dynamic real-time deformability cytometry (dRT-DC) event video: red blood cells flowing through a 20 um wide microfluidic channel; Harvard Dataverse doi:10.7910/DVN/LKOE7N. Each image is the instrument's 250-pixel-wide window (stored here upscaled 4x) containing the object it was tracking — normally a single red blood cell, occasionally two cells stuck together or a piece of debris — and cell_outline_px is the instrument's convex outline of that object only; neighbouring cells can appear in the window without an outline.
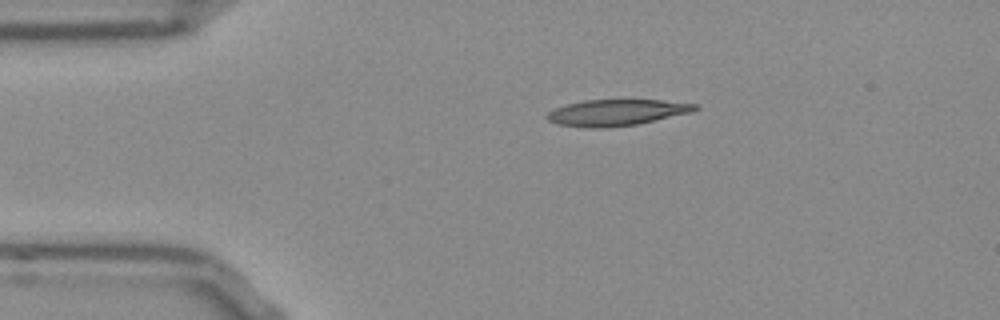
{"species": "Egyptian fruit bat (a non-hibernating species)", "species_latin": "Rousettus aegyptiacus", "temperature_condition": "room temperature", "stored_images_in_passage": 43, "camera_frame_rate_fps": 3000, "um_per_image_px": 0.085, "frame": {"image": 1, "passage_image": 1, "time_ms": 0.0, "image_size_px": [1000, 320], "cell_outline_px": [[700, 108], [692, 112], [636, 124], [604, 128], [584, 128], [556, 124], [548, 120], [544, 116], [548, 112], [556, 108], [568, 104], [584, 100], [660, 100], [696, 104]], "centroid_in_image_um": [52.37, 9.57], "position_along_channel_um": 32.6, "area_um2": 22.54}}
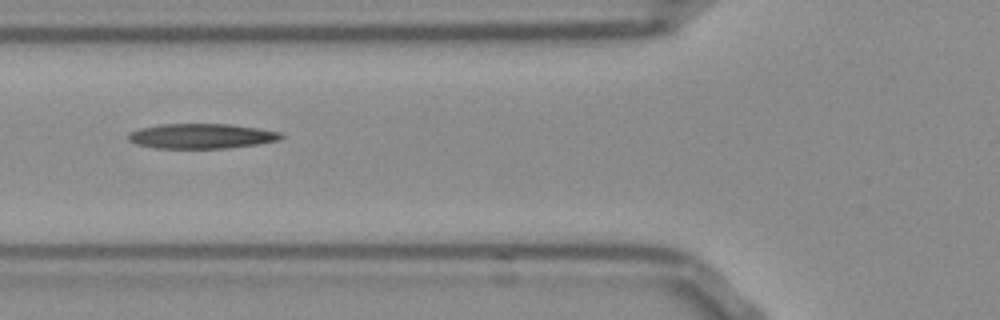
{"frame": {"image": 2, "passage_image": 10, "time_ms": 3.0, "image_size_px": [1000, 320], "cell_outline_px": [[284, 136], [280, 140], [260, 144], [228, 148], [156, 148], [136, 144], [128, 140], [128, 132], [140, 128], [160, 124], [232, 124], [280, 132]], "centroid_in_image_um": [17.12, 11.57], "position_along_channel_um": 108.7, "area_um2": 22.31}}
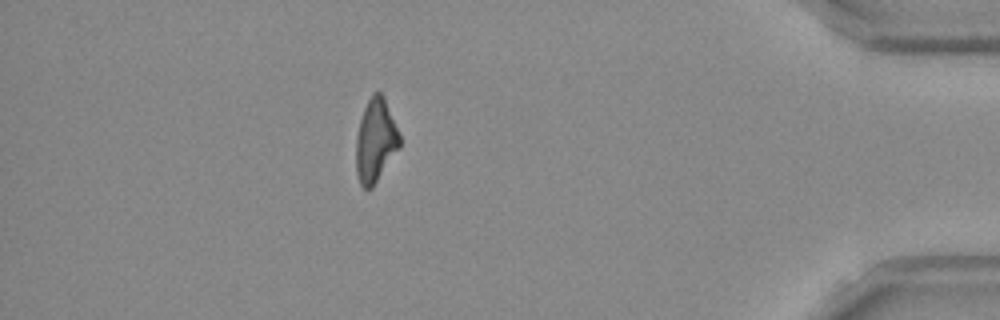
{"frame": {"image": 3, "passage_image": 37, "time_ms": 12.0, "image_size_px": [1000, 320], "cell_outline_px": [[400, 148], [372, 188], [364, 188], [360, 184], [356, 172], [356, 136], [360, 120], [364, 108], [372, 92], [380, 92], [384, 96], [400, 136]], "centroid_in_image_um": [31.92, 11.95], "position_along_channel_um": 403.3, "area_um2": 21.15}, "authors_computed_cell_mechanics": {"area_um2": 22.0796, "velocity_mm_per_s": 3.8185, "shape_relaxation_time_tau1_ms": null, "shape_relaxation_time_tau2_ms": 8.0452, "deformation_change_tau1": null, "deformation_change_tau2": 0.2336}}